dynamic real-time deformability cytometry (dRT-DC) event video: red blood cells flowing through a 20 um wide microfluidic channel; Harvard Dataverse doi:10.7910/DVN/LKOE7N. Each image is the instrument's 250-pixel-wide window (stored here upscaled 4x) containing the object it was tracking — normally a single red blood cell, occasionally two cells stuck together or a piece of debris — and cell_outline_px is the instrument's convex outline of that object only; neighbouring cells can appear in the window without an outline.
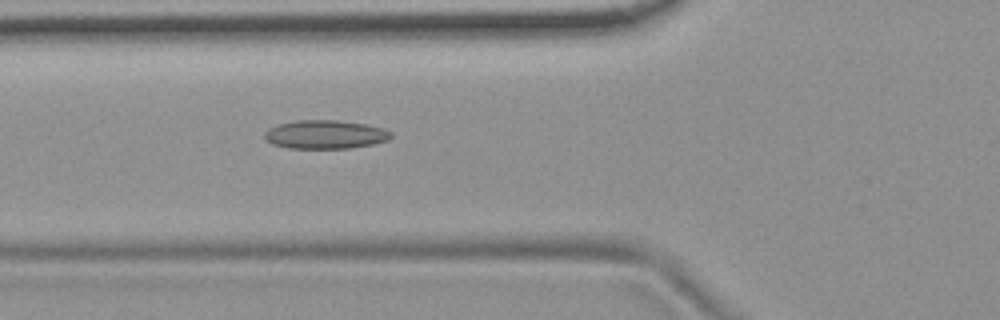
{"species": "common noctule bat (a hibernating species)", "species_latin": "Nyctalus noctula", "temperature_condition": "room temperature", "stored_images_in_passage": 44, "camera_frame_rate_fps": 3000, "um_per_image_px": 0.085, "animal": {"sex": "female", "body_mass_g": 19.9}, "frame": {"image": 1, "passage_image": 14, "time_ms": 4.333, "image_size_px": [1000, 320], "cell_outline_px": [[392, 136], [388, 140], [372, 144], [348, 148], [288, 148], [272, 144], [264, 136], [264, 132], [268, 128], [280, 124], [296, 120], [336, 120], [364, 124], [384, 128], [392, 132]], "centroid_in_image_um": [27.65, 11.43], "position_along_channel_um": 98.2, "area_um2": 20.98}}
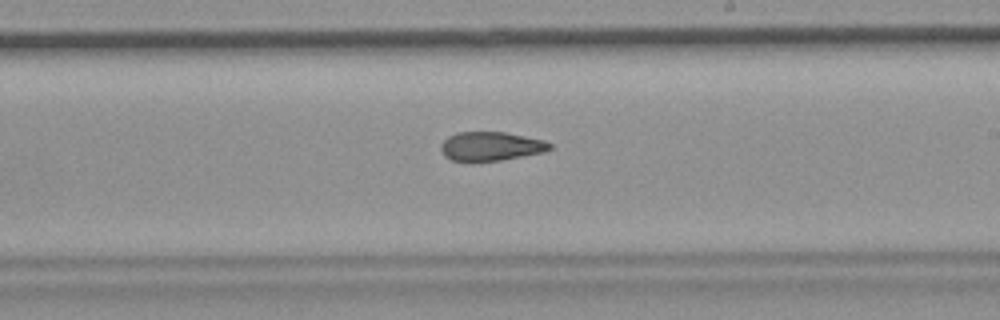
{"frame": {"image": 2, "passage_image": 26, "time_ms": 8.333, "image_size_px": [1000, 320], "cell_outline_px": [[552, 148], [544, 152], [500, 160], [472, 164], [452, 160], [444, 156], [440, 148], [440, 144], [448, 136], [456, 132], [504, 132], [544, 140], [552, 144]], "centroid_in_image_um": [41.66, 12.46], "position_along_channel_um": 247.3, "area_um2": 18.84}}
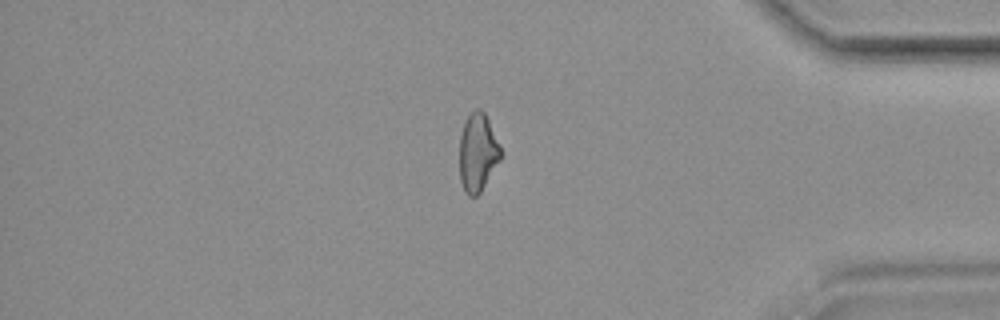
{"frame": {"image": 3, "passage_image": 40, "time_ms": 13.0, "image_size_px": [1000, 320], "cell_outline_px": [[500, 160], [480, 192], [476, 196], [468, 196], [464, 192], [460, 180], [460, 136], [464, 124], [468, 116], [476, 108], [480, 108], [484, 112], [488, 120], [500, 148]], "centroid_in_image_um": [40.58, 12.98], "position_along_channel_um": 394.6, "area_um2": 18.38}}